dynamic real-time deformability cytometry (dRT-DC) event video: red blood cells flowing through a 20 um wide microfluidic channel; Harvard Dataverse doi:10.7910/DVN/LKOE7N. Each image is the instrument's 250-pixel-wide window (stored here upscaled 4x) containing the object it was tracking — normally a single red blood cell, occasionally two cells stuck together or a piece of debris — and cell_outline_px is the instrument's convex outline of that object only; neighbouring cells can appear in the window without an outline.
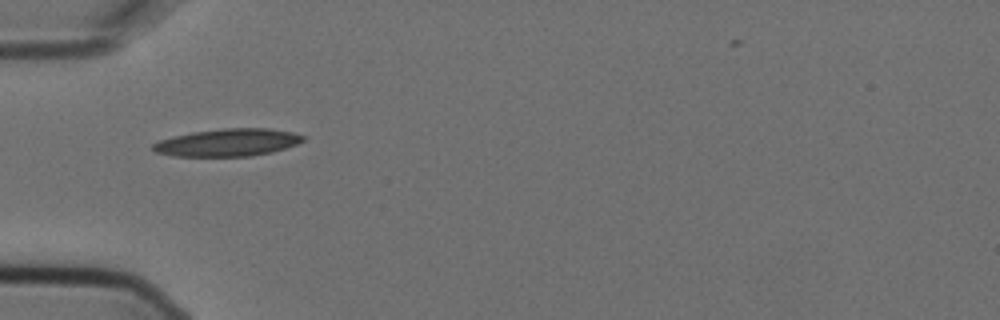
{"species": "Egyptian fruit bat (a non-hibernating species)", "species_latin": "Rousettus aegyptiacus", "temperature_condition": "cold", "stored_images_in_passage": 4, "camera_frame_rate_fps": 3000, "um_per_image_px": 0.085, "animal": {"sex": "female"}, "frame": {"image": 1, "passage_image": 1, "time_ms": 0.0, "image_size_px": [1000, 320], "cell_outline_px": [[304, 140], [296, 144], [272, 152], [252, 156], [172, 156], [156, 152], [152, 148], [152, 144], [160, 140], [172, 136], [192, 132], [224, 128], [268, 128], [292, 132], [304, 136]], "centroid_in_image_um": [19.34, 12.11], "position_along_channel_um": 65.7, "area_um2": 23.99}}
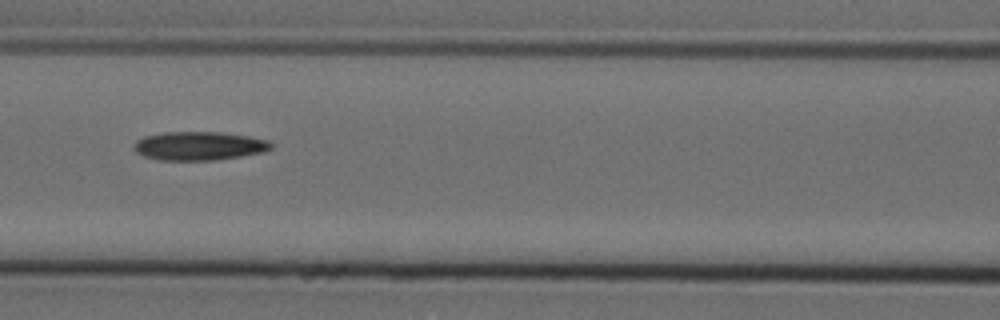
{"frame": {"image": 2, "passage_image": 3, "time_ms": 0.667, "image_size_px": [1000, 320], "cell_outline_px": [[272, 148], [264, 152], [240, 156], [212, 160], [160, 160], [144, 156], [136, 152], [136, 140], [144, 136], [164, 132], [220, 132], [248, 136], [268, 140], [272, 144]], "centroid_in_image_um": [16.94, 12.4], "position_along_channel_um": 149.7, "area_um2": 22.72}}
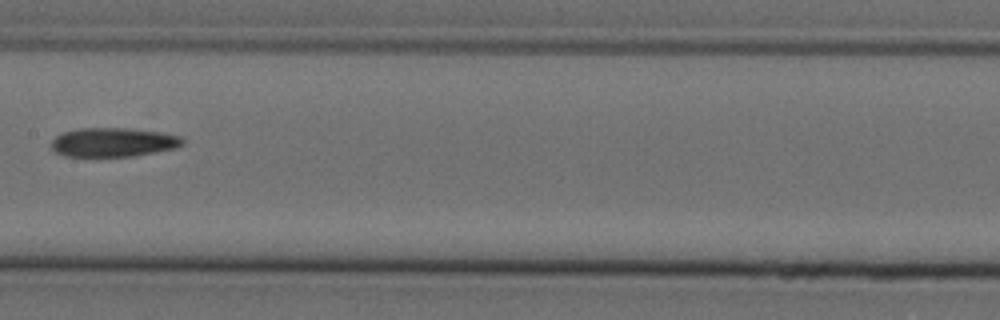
{"frame": {"image": 3, "passage_image": 4, "time_ms": 1.0, "image_size_px": [1000, 320], "cell_outline_px": [[184, 144], [176, 148], [132, 156], [64, 156], [56, 152], [52, 148], [52, 140], [56, 136], [64, 132], [80, 128], [128, 128], [160, 132], [184, 136]], "centroid_in_image_um": [9.67, 12.08], "position_along_channel_um": 197.7, "area_um2": 22.2}}